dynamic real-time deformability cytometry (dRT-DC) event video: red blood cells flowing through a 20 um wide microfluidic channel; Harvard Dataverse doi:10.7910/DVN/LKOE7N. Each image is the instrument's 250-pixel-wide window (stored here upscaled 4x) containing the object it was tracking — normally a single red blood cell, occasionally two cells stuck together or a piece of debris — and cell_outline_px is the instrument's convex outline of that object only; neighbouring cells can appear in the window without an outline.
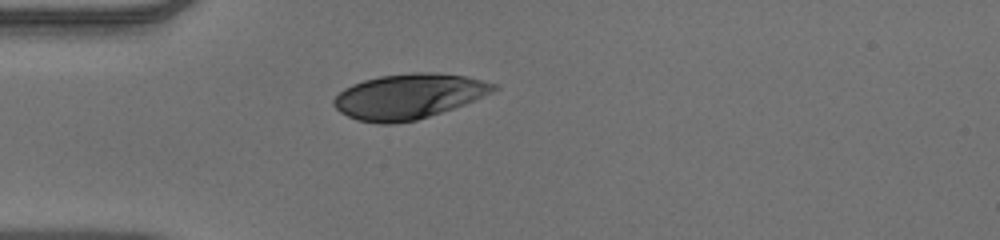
{"species": "human", "species_latin": "Homo sapiens", "temperature_condition": "warm", "stored_images_in_passage": 39, "camera_frame_rate_fps": 3000, "um_per_image_px": 0.085, "donor": {"sex": "male"}, "frame": {"image": 1, "passage_image": 1, "time_ms": 0.0, "image_size_px": [1000, 240], "cell_outline_px": [[500, 88], [492, 92], [464, 104], [416, 120], [392, 124], [380, 124], [356, 120], [340, 112], [332, 104], [332, 100], [344, 88], [352, 84], [364, 80], [380, 76], [412, 72], [432, 72], [468, 76], [500, 84]], "centroid_in_image_um": [34.74, 8.18], "position_along_channel_um": 50.3, "area_um2": 42.08}}
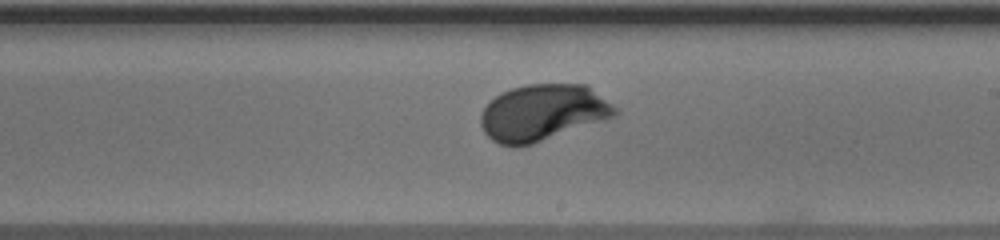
{"frame": {"image": 2, "passage_image": 17, "time_ms": 5.333, "image_size_px": [1000, 240], "cell_outline_px": [[620, 112], [616, 116], [532, 144], [500, 144], [492, 140], [484, 132], [480, 124], [480, 116], [484, 108], [496, 96], [512, 88], [528, 84], [588, 84], [612, 104]], "centroid_in_image_um": [46.17, 9.55], "position_along_channel_um": 242.8, "area_um2": 43.64}}
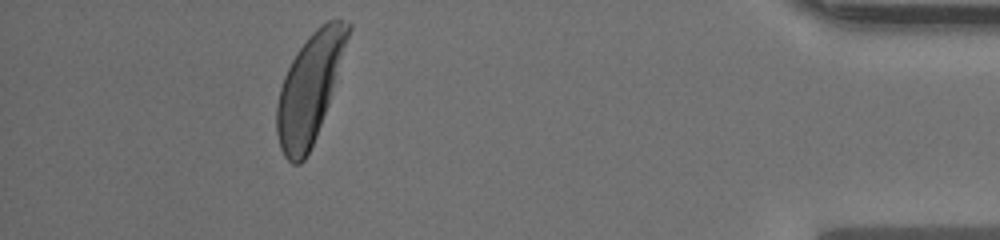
{"frame": {"image": 3, "passage_image": 34, "time_ms": 11.0, "image_size_px": [1000, 240], "cell_outline_px": [[352, 28], [328, 104], [316, 136], [304, 160], [300, 164], [292, 164], [284, 156], [280, 148], [276, 132], [276, 104], [280, 88], [284, 76], [296, 52], [308, 36], [320, 24], [328, 20], [340, 20], [352, 24]], "centroid_in_image_um": [26.3, 7.5], "position_along_channel_um": 408.9, "area_um2": 44.51}, "authors_computed_cell_mechanics": {"area_um2": 43.639, "velocity_mm_per_s": 3.8579, "shape_relaxation_time_tau1_ms": 2.0148, "shape_relaxation_time_tau2_ms": null, "deformation_change_tau1": 0.1675, "deformation_change_tau2": null}}